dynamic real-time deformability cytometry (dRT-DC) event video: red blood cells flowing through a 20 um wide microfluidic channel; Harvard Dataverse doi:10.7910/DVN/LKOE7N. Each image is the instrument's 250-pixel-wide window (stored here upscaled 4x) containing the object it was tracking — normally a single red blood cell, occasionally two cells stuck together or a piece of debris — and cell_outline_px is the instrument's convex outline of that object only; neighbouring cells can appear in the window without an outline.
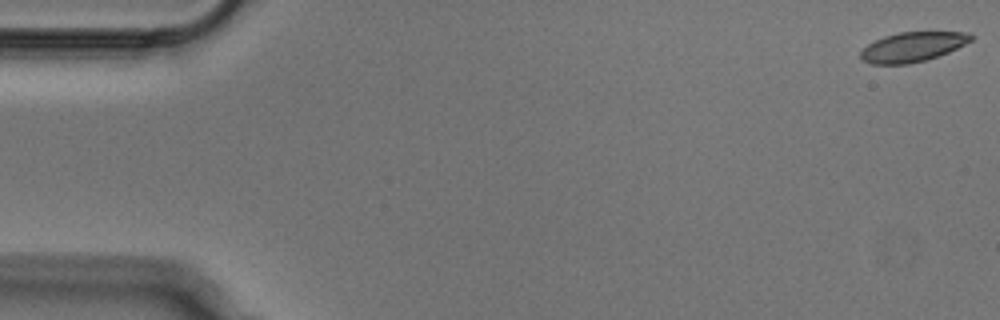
{"species": "Egyptian fruit bat (a non-hibernating species)", "species_latin": "Rousettus aegyptiacus", "temperature_condition": "cold", "stored_images_in_passage": 52, "camera_frame_rate_fps": 3000, "um_per_image_px": 0.085, "animal": {"sex": "male"}, "frame": {"image": 1, "passage_image": 1, "time_ms": 0.0, "image_size_px": [1000, 320], "cell_outline_px": [[972, 40], [948, 52], [924, 60], [908, 64], [872, 64], [864, 60], [860, 56], [860, 52], [868, 44], [884, 36], [900, 32], [968, 32], [972, 36]], "centroid_in_image_um": [77.55, 3.98], "position_along_channel_um": 7.4, "area_um2": 18.73}}
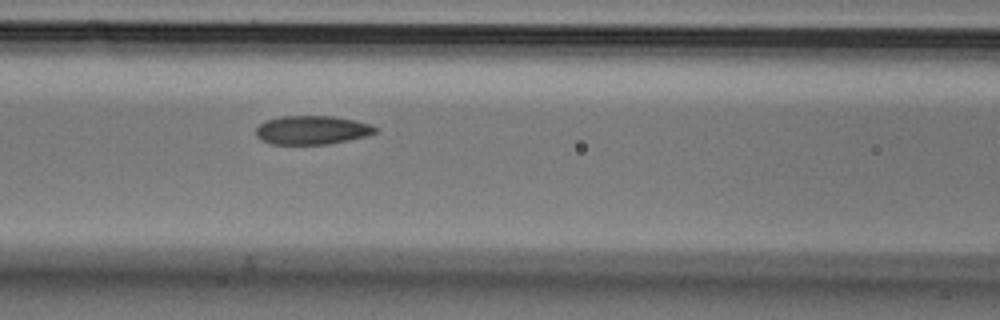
{"frame": {"image": 2, "passage_image": 22, "time_ms": 7.0, "image_size_px": [1000, 320], "cell_outline_px": [[376, 132], [368, 136], [328, 144], [272, 144], [260, 140], [256, 136], [256, 128], [264, 120], [280, 116], [332, 116], [352, 120], [368, 124], [376, 128]], "centroid_in_image_um": [26.46, 11.06], "position_along_channel_um": 140.1, "area_um2": 19.94}}
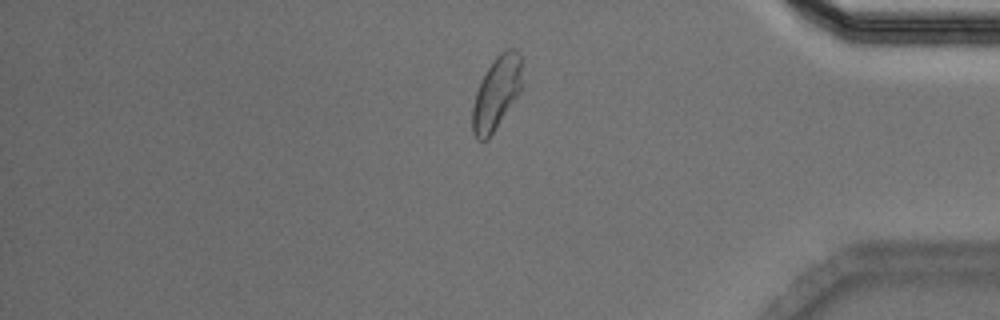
{"frame": {"image": 3, "passage_image": 44, "time_ms": 14.333, "image_size_px": [1000, 320], "cell_outline_px": [[520, 92], [488, 140], [476, 140], [472, 132], [472, 108], [476, 92], [488, 68], [496, 56], [504, 48], [516, 48], [520, 56]], "centroid_in_image_um": [42.17, 7.93], "position_along_channel_um": 393.0, "area_um2": 20.81}}